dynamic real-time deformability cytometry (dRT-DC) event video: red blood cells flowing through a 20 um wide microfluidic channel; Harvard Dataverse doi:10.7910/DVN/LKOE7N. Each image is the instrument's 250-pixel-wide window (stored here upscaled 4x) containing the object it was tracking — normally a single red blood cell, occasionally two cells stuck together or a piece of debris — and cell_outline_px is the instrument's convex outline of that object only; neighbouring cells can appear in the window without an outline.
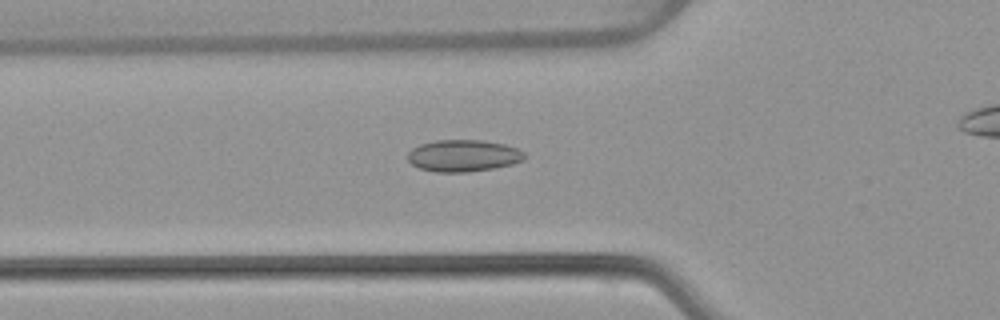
{"species": "common noctule bat (a hibernating species)", "species_latin": "Nyctalus noctula", "temperature_condition": "warm", "stored_images_in_passage": 46, "camera_frame_rate_fps": 3000, "um_per_image_px": 0.085, "animal": {"sex": "female", "body_mass_g": 22.7, "forearm_length_mm": 54.2}, "frame": {"image": 1, "passage_image": 19, "time_ms": 6.0, "image_size_px": [1000, 320], "cell_outline_px": [[524, 160], [512, 164], [492, 168], [468, 172], [436, 172], [420, 168], [412, 164], [408, 160], [408, 152], [412, 148], [420, 144], [436, 140], [484, 140], [504, 144], [516, 148], [524, 152]], "centroid_in_image_um": [39.37, 13.23], "position_along_channel_um": 86.4, "area_um2": 21.62}}
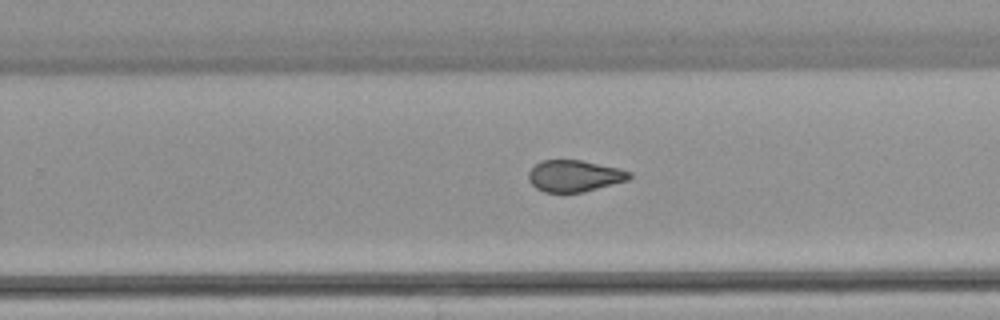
{"frame": {"image": 2, "passage_image": 34, "time_ms": 11.0, "image_size_px": [1000, 320], "cell_outline_px": [[632, 176], [628, 180], [584, 192], [544, 192], [536, 188], [528, 180], [528, 172], [540, 160], [580, 160], [620, 168], [632, 172]], "centroid_in_image_um": [48.83, 14.95], "position_along_channel_um": 281.0, "area_um2": 18.61}}
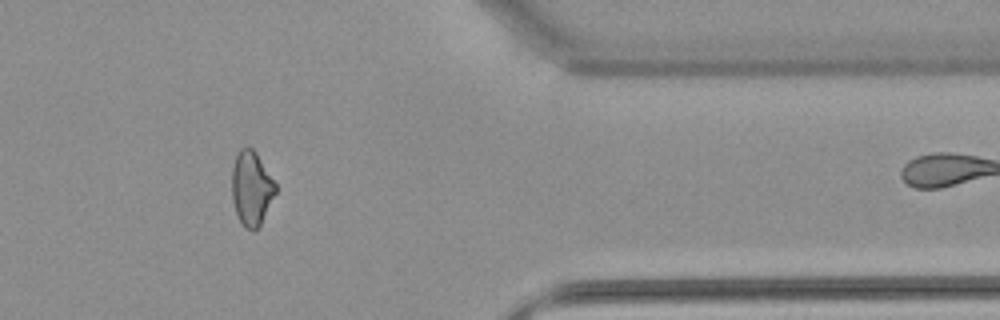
{"frame": {"image": 3, "passage_image": 44, "time_ms": 14.333, "image_size_px": [1000, 320], "cell_outline_px": [[276, 192], [260, 224], [256, 228], [244, 228], [236, 212], [232, 200], [232, 168], [236, 156], [240, 148], [248, 144], [256, 152], [276, 184]], "centroid_in_image_um": [21.36, 15.94], "position_along_channel_um": 390.0, "area_um2": 18.67}}